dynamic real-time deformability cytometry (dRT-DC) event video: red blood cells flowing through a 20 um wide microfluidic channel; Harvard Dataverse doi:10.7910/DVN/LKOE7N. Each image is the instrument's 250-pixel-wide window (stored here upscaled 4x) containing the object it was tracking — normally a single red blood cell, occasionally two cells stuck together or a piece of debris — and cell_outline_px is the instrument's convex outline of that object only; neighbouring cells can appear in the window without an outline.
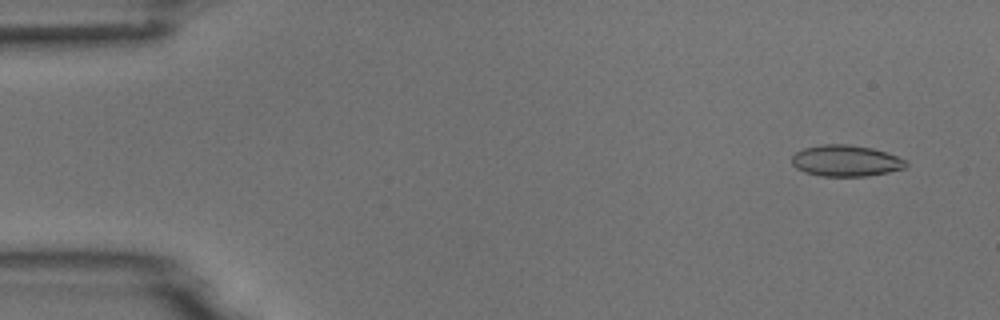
{"species": "common noctule bat (a hibernating species)", "species_latin": "Nyctalus noctula", "temperature_condition": "room temperature", "stored_images_in_passage": 7, "camera_frame_rate_fps": 3000, "um_per_image_px": 0.085, "animal": {"sex": "male", "body_mass_g": 18.8}, "frame": {"image": 1, "passage_image": 1, "time_ms": 0.0, "image_size_px": [1000, 320], "cell_outline_px": [[908, 164], [904, 168], [888, 172], [864, 176], [820, 176], [804, 172], [796, 168], [792, 164], [792, 156], [796, 152], [804, 148], [824, 144], [848, 144], [872, 148], [896, 156], [904, 160]], "centroid_in_image_um": [71.86, 13.67], "position_along_channel_um": 13.1, "area_um2": 20.63}}
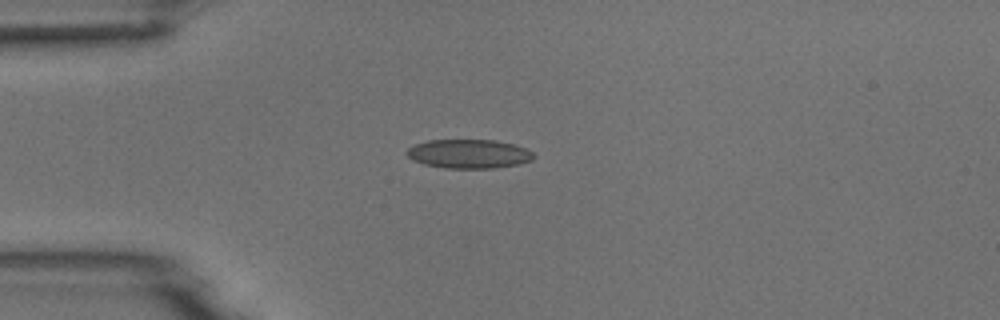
{"frame": {"image": 2, "passage_image": 4, "time_ms": 3.333, "image_size_px": [1000, 320], "cell_outline_px": [[536, 156], [532, 160], [520, 164], [492, 168], [444, 168], [424, 164], [412, 160], [404, 152], [408, 148], [416, 144], [428, 140], [496, 140], [512, 144], [524, 148], [532, 152]], "centroid_in_image_um": [39.84, 13.08], "position_along_channel_um": 45.2, "area_um2": 21.44}}